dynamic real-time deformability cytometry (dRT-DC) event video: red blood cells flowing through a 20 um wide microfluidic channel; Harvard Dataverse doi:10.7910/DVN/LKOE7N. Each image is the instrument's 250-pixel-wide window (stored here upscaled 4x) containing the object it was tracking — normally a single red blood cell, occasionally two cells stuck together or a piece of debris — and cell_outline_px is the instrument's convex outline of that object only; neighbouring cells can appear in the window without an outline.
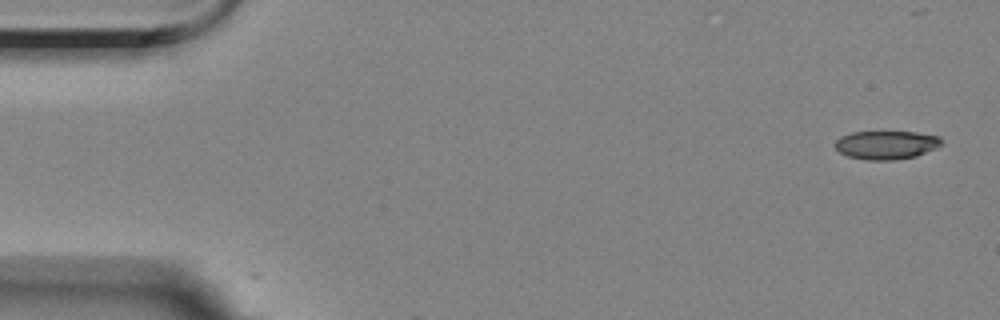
{"species": "Egyptian fruit bat (a non-hibernating species)", "species_latin": "Rousettus aegyptiacus", "temperature_condition": "room temperature", "stored_images_in_passage": 3, "camera_frame_rate_fps": 3000, "um_per_image_px": 0.085, "animal": {"sex": "female"}, "frame": {"image": 1, "passage_image": 1, "time_ms": 0.0, "image_size_px": [1000, 320], "cell_outline_px": [[940, 144], [936, 148], [916, 156], [892, 160], [864, 160], [848, 156], [840, 152], [836, 148], [836, 140], [840, 136], [852, 132], [916, 132], [940, 136]], "centroid_in_image_um": [75.32, 12.32], "position_along_channel_um": 9.7, "area_um2": 17.57}}